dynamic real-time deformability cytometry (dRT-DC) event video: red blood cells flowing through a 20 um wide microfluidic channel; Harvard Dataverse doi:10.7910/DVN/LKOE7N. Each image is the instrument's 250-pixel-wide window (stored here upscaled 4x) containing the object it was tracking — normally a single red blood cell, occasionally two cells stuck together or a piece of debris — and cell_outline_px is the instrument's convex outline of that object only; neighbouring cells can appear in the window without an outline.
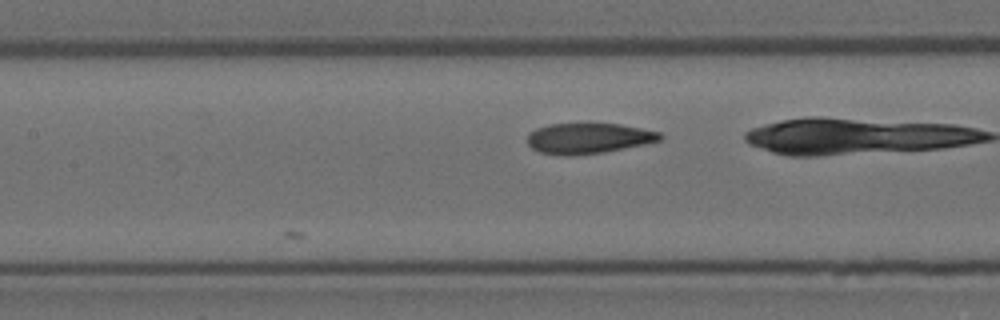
{"species": "Egyptian fruit bat (a non-hibernating species)", "species_latin": "Rousettus aegyptiacus", "temperature_condition": "room temperature", "stored_images_in_passage": 9, "camera_frame_rate_fps": 3000, "um_per_image_px": 0.085, "animal": {"sex": "female"}, "frame": {"image": 1, "passage_image": 9, "time_ms": 2.667, "image_size_px": [1000, 320], "cell_outline_px": [[664, 136], [660, 140], [644, 144], [604, 152], [572, 156], [560, 156], [540, 152], [532, 148], [528, 144], [528, 132], [536, 128], [548, 124], [588, 120], [620, 124], [660, 132]], "centroid_in_image_um": [49.97, 11.71], "position_along_channel_um": 157.4, "area_um2": 24.68}}